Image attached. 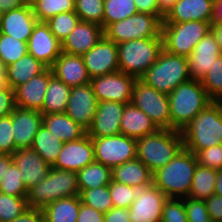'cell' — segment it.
<instances>
[{"label": "cell", "mask_w": 222, "mask_h": 222, "mask_svg": "<svg viewBox=\"0 0 222 222\" xmlns=\"http://www.w3.org/2000/svg\"><path fill=\"white\" fill-rule=\"evenodd\" d=\"M7 87L6 76L0 75V92Z\"/></svg>", "instance_id": "62"}, {"label": "cell", "mask_w": 222, "mask_h": 222, "mask_svg": "<svg viewBox=\"0 0 222 222\" xmlns=\"http://www.w3.org/2000/svg\"><path fill=\"white\" fill-rule=\"evenodd\" d=\"M104 0H75V13L80 21L91 22L103 28Z\"/></svg>", "instance_id": "42"}, {"label": "cell", "mask_w": 222, "mask_h": 222, "mask_svg": "<svg viewBox=\"0 0 222 222\" xmlns=\"http://www.w3.org/2000/svg\"><path fill=\"white\" fill-rule=\"evenodd\" d=\"M211 32L215 36L222 54V22H212Z\"/></svg>", "instance_id": "57"}, {"label": "cell", "mask_w": 222, "mask_h": 222, "mask_svg": "<svg viewBox=\"0 0 222 222\" xmlns=\"http://www.w3.org/2000/svg\"><path fill=\"white\" fill-rule=\"evenodd\" d=\"M28 209L26 197L0 193V222H11Z\"/></svg>", "instance_id": "44"}, {"label": "cell", "mask_w": 222, "mask_h": 222, "mask_svg": "<svg viewBox=\"0 0 222 222\" xmlns=\"http://www.w3.org/2000/svg\"><path fill=\"white\" fill-rule=\"evenodd\" d=\"M205 204L212 221L222 222V197L212 195L205 199Z\"/></svg>", "instance_id": "52"}, {"label": "cell", "mask_w": 222, "mask_h": 222, "mask_svg": "<svg viewBox=\"0 0 222 222\" xmlns=\"http://www.w3.org/2000/svg\"><path fill=\"white\" fill-rule=\"evenodd\" d=\"M128 208L113 207L104 214V222H130Z\"/></svg>", "instance_id": "53"}, {"label": "cell", "mask_w": 222, "mask_h": 222, "mask_svg": "<svg viewBox=\"0 0 222 222\" xmlns=\"http://www.w3.org/2000/svg\"><path fill=\"white\" fill-rule=\"evenodd\" d=\"M163 38L134 39L117 44L119 71L140 79L157 61Z\"/></svg>", "instance_id": "7"}, {"label": "cell", "mask_w": 222, "mask_h": 222, "mask_svg": "<svg viewBox=\"0 0 222 222\" xmlns=\"http://www.w3.org/2000/svg\"><path fill=\"white\" fill-rule=\"evenodd\" d=\"M91 138L94 146L95 162L104 164L111 170L137 158L136 139L123 134Z\"/></svg>", "instance_id": "11"}, {"label": "cell", "mask_w": 222, "mask_h": 222, "mask_svg": "<svg viewBox=\"0 0 222 222\" xmlns=\"http://www.w3.org/2000/svg\"><path fill=\"white\" fill-rule=\"evenodd\" d=\"M136 78L121 71L103 76L93 77L90 80L98 102L114 101L123 104L131 103L133 85Z\"/></svg>", "instance_id": "12"}, {"label": "cell", "mask_w": 222, "mask_h": 222, "mask_svg": "<svg viewBox=\"0 0 222 222\" xmlns=\"http://www.w3.org/2000/svg\"><path fill=\"white\" fill-rule=\"evenodd\" d=\"M12 163H13L12 155L0 154V182H1L2 176L5 174V171H7V169Z\"/></svg>", "instance_id": "58"}, {"label": "cell", "mask_w": 222, "mask_h": 222, "mask_svg": "<svg viewBox=\"0 0 222 222\" xmlns=\"http://www.w3.org/2000/svg\"><path fill=\"white\" fill-rule=\"evenodd\" d=\"M109 192L114 207L129 209L138 194V189L111 180Z\"/></svg>", "instance_id": "45"}, {"label": "cell", "mask_w": 222, "mask_h": 222, "mask_svg": "<svg viewBox=\"0 0 222 222\" xmlns=\"http://www.w3.org/2000/svg\"><path fill=\"white\" fill-rule=\"evenodd\" d=\"M0 75H5V67L3 66L1 61H0Z\"/></svg>", "instance_id": "64"}, {"label": "cell", "mask_w": 222, "mask_h": 222, "mask_svg": "<svg viewBox=\"0 0 222 222\" xmlns=\"http://www.w3.org/2000/svg\"><path fill=\"white\" fill-rule=\"evenodd\" d=\"M211 22H163V49L169 53L188 57L200 40L211 32Z\"/></svg>", "instance_id": "8"}, {"label": "cell", "mask_w": 222, "mask_h": 222, "mask_svg": "<svg viewBox=\"0 0 222 222\" xmlns=\"http://www.w3.org/2000/svg\"><path fill=\"white\" fill-rule=\"evenodd\" d=\"M181 133L184 148L194 154L222 144V101L209 103Z\"/></svg>", "instance_id": "2"}, {"label": "cell", "mask_w": 222, "mask_h": 222, "mask_svg": "<svg viewBox=\"0 0 222 222\" xmlns=\"http://www.w3.org/2000/svg\"><path fill=\"white\" fill-rule=\"evenodd\" d=\"M28 53L51 68L62 53V43L46 22H37L27 42Z\"/></svg>", "instance_id": "17"}, {"label": "cell", "mask_w": 222, "mask_h": 222, "mask_svg": "<svg viewBox=\"0 0 222 222\" xmlns=\"http://www.w3.org/2000/svg\"><path fill=\"white\" fill-rule=\"evenodd\" d=\"M104 37L102 26L80 21L62 42V52L83 56Z\"/></svg>", "instance_id": "23"}, {"label": "cell", "mask_w": 222, "mask_h": 222, "mask_svg": "<svg viewBox=\"0 0 222 222\" xmlns=\"http://www.w3.org/2000/svg\"><path fill=\"white\" fill-rule=\"evenodd\" d=\"M32 8L38 22H46L60 13L75 11V0H40Z\"/></svg>", "instance_id": "37"}, {"label": "cell", "mask_w": 222, "mask_h": 222, "mask_svg": "<svg viewBox=\"0 0 222 222\" xmlns=\"http://www.w3.org/2000/svg\"><path fill=\"white\" fill-rule=\"evenodd\" d=\"M197 164L196 155L183 147L168 164L153 173L152 183L167 198H186Z\"/></svg>", "instance_id": "1"}, {"label": "cell", "mask_w": 222, "mask_h": 222, "mask_svg": "<svg viewBox=\"0 0 222 222\" xmlns=\"http://www.w3.org/2000/svg\"><path fill=\"white\" fill-rule=\"evenodd\" d=\"M98 100L91 83L71 87L65 113L86 131L91 127Z\"/></svg>", "instance_id": "15"}, {"label": "cell", "mask_w": 222, "mask_h": 222, "mask_svg": "<svg viewBox=\"0 0 222 222\" xmlns=\"http://www.w3.org/2000/svg\"><path fill=\"white\" fill-rule=\"evenodd\" d=\"M221 55L219 45L212 32L203 37L187 57L191 79L202 81L215 60Z\"/></svg>", "instance_id": "20"}, {"label": "cell", "mask_w": 222, "mask_h": 222, "mask_svg": "<svg viewBox=\"0 0 222 222\" xmlns=\"http://www.w3.org/2000/svg\"><path fill=\"white\" fill-rule=\"evenodd\" d=\"M214 194L222 197V170L217 172Z\"/></svg>", "instance_id": "61"}, {"label": "cell", "mask_w": 222, "mask_h": 222, "mask_svg": "<svg viewBox=\"0 0 222 222\" xmlns=\"http://www.w3.org/2000/svg\"><path fill=\"white\" fill-rule=\"evenodd\" d=\"M138 12L148 13L153 15H162L159 12V0H134Z\"/></svg>", "instance_id": "55"}, {"label": "cell", "mask_w": 222, "mask_h": 222, "mask_svg": "<svg viewBox=\"0 0 222 222\" xmlns=\"http://www.w3.org/2000/svg\"><path fill=\"white\" fill-rule=\"evenodd\" d=\"M80 196L61 198L42 209L45 222H77Z\"/></svg>", "instance_id": "31"}, {"label": "cell", "mask_w": 222, "mask_h": 222, "mask_svg": "<svg viewBox=\"0 0 222 222\" xmlns=\"http://www.w3.org/2000/svg\"><path fill=\"white\" fill-rule=\"evenodd\" d=\"M167 197L152 183L138 189L129 208L130 222H161L163 205Z\"/></svg>", "instance_id": "13"}, {"label": "cell", "mask_w": 222, "mask_h": 222, "mask_svg": "<svg viewBox=\"0 0 222 222\" xmlns=\"http://www.w3.org/2000/svg\"><path fill=\"white\" fill-rule=\"evenodd\" d=\"M80 196L77 172L50 168L47 176L28 189V208L43 209L61 198Z\"/></svg>", "instance_id": "5"}, {"label": "cell", "mask_w": 222, "mask_h": 222, "mask_svg": "<svg viewBox=\"0 0 222 222\" xmlns=\"http://www.w3.org/2000/svg\"><path fill=\"white\" fill-rule=\"evenodd\" d=\"M42 125L64 143L78 140L87 133L66 113L43 114Z\"/></svg>", "instance_id": "29"}, {"label": "cell", "mask_w": 222, "mask_h": 222, "mask_svg": "<svg viewBox=\"0 0 222 222\" xmlns=\"http://www.w3.org/2000/svg\"><path fill=\"white\" fill-rule=\"evenodd\" d=\"M42 115L40 111L19 107L12 111V130L17 149L31 147L35 135L42 126Z\"/></svg>", "instance_id": "24"}, {"label": "cell", "mask_w": 222, "mask_h": 222, "mask_svg": "<svg viewBox=\"0 0 222 222\" xmlns=\"http://www.w3.org/2000/svg\"><path fill=\"white\" fill-rule=\"evenodd\" d=\"M25 6L24 0H0V13Z\"/></svg>", "instance_id": "56"}, {"label": "cell", "mask_w": 222, "mask_h": 222, "mask_svg": "<svg viewBox=\"0 0 222 222\" xmlns=\"http://www.w3.org/2000/svg\"><path fill=\"white\" fill-rule=\"evenodd\" d=\"M161 222H188L183 199L167 198Z\"/></svg>", "instance_id": "47"}, {"label": "cell", "mask_w": 222, "mask_h": 222, "mask_svg": "<svg viewBox=\"0 0 222 222\" xmlns=\"http://www.w3.org/2000/svg\"><path fill=\"white\" fill-rule=\"evenodd\" d=\"M40 0H24L25 5L29 6V7H33L37 2H39Z\"/></svg>", "instance_id": "63"}, {"label": "cell", "mask_w": 222, "mask_h": 222, "mask_svg": "<svg viewBox=\"0 0 222 222\" xmlns=\"http://www.w3.org/2000/svg\"><path fill=\"white\" fill-rule=\"evenodd\" d=\"M47 68L41 61L27 53L5 68L7 86L14 90L21 84L26 83L30 78L41 74Z\"/></svg>", "instance_id": "30"}, {"label": "cell", "mask_w": 222, "mask_h": 222, "mask_svg": "<svg viewBox=\"0 0 222 222\" xmlns=\"http://www.w3.org/2000/svg\"><path fill=\"white\" fill-rule=\"evenodd\" d=\"M214 0H177L163 22H213Z\"/></svg>", "instance_id": "25"}, {"label": "cell", "mask_w": 222, "mask_h": 222, "mask_svg": "<svg viewBox=\"0 0 222 222\" xmlns=\"http://www.w3.org/2000/svg\"><path fill=\"white\" fill-rule=\"evenodd\" d=\"M12 127V113L0 118V154L12 155L15 150V141Z\"/></svg>", "instance_id": "46"}, {"label": "cell", "mask_w": 222, "mask_h": 222, "mask_svg": "<svg viewBox=\"0 0 222 222\" xmlns=\"http://www.w3.org/2000/svg\"><path fill=\"white\" fill-rule=\"evenodd\" d=\"M112 170L104 164L93 162L77 172L79 191L109 185Z\"/></svg>", "instance_id": "33"}, {"label": "cell", "mask_w": 222, "mask_h": 222, "mask_svg": "<svg viewBox=\"0 0 222 222\" xmlns=\"http://www.w3.org/2000/svg\"><path fill=\"white\" fill-rule=\"evenodd\" d=\"M188 222H211L204 200L183 198Z\"/></svg>", "instance_id": "48"}, {"label": "cell", "mask_w": 222, "mask_h": 222, "mask_svg": "<svg viewBox=\"0 0 222 222\" xmlns=\"http://www.w3.org/2000/svg\"><path fill=\"white\" fill-rule=\"evenodd\" d=\"M158 130L159 128L151 118L141 109L136 107L132 102L125 104L120 123L121 134L137 140Z\"/></svg>", "instance_id": "27"}, {"label": "cell", "mask_w": 222, "mask_h": 222, "mask_svg": "<svg viewBox=\"0 0 222 222\" xmlns=\"http://www.w3.org/2000/svg\"><path fill=\"white\" fill-rule=\"evenodd\" d=\"M81 202L105 214L112 209L113 203L109 192V185L83 190L80 192Z\"/></svg>", "instance_id": "39"}, {"label": "cell", "mask_w": 222, "mask_h": 222, "mask_svg": "<svg viewBox=\"0 0 222 222\" xmlns=\"http://www.w3.org/2000/svg\"><path fill=\"white\" fill-rule=\"evenodd\" d=\"M79 22V16L75 13V11L60 13L46 21L53 35L61 43L68 35H70Z\"/></svg>", "instance_id": "40"}, {"label": "cell", "mask_w": 222, "mask_h": 222, "mask_svg": "<svg viewBox=\"0 0 222 222\" xmlns=\"http://www.w3.org/2000/svg\"><path fill=\"white\" fill-rule=\"evenodd\" d=\"M103 29L138 13L134 0H104Z\"/></svg>", "instance_id": "36"}, {"label": "cell", "mask_w": 222, "mask_h": 222, "mask_svg": "<svg viewBox=\"0 0 222 222\" xmlns=\"http://www.w3.org/2000/svg\"><path fill=\"white\" fill-rule=\"evenodd\" d=\"M63 145L64 142L56 138L42 125L30 148L35 150L52 167Z\"/></svg>", "instance_id": "34"}, {"label": "cell", "mask_w": 222, "mask_h": 222, "mask_svg": "<svg viewBox=\"0 0 222 222\" xmlns=\"http://www.w3.org/2000/svg\"><path fill=\"white\" fill-rule=\"evenodd\" d=\"M38 19L33 8L27 5L1 14L0 34H6L18 41L28 42Z\"/></svg>", "instance_id": "22"}, {"label": "cell", "mask_w": 222, "mask_h": 222, "mask_svg": "<svg viewBox=\"0 0 222 222\" xmlns=\"http://www.w3.org/2000/svg\"><path fill=\"white\" fill-rule=\"evenodd\" d=\"M15 107L14 90L7 86L0 92V118L11 114Z\"/></svg>", "instance_id": "50"}, {"label": "cell", "mask_w": 222, "mask_h": 222, "mask_svg": "<svg viewBox=\"0 0 222 222\" xmlns=\"http://www.w3.org/2000/svg\"><path fill=\"white\" fill-rule=\"evenodd\" d=\"M82 57L90 78L119 71L117 44L105 36Z\"/></svg>", "instance_id": "16"}, {"label": "cell", "mask_w": 222, "mask_h": 222, "mask_svg": "<svg viewBox=\"0 0 222 222\" xmlns=\"http://www.w3.org/2000/svg\"><path fill=\"white\" fill-rule=\"evenodd\" d=\"M28 53L27 42L0 34V61L6 68Z\"/></svg>", "instance_id": "38"}, {"label": "cell", "mask_w": 222, "mask_h": 222, "mask_svg": "<svg viewBox=\"0 0 222 222\" xmlns=\"http://www.w3.org/2000/svg\"><path fill=\"white\" fill-rule=\"evenodd\" d=\"M141 109L159 129L171 130L169 96L159 92L141 79L133 85L132 101Z\"/></svg>", "instance_id": "10"}, {"label": "cell", "mask_w": 222, "mask_h": 222, "mask_svg": "<svg viewBox=\"0 0 222 222\" xmlns=\"http://www.w3.org/2000/svg\"><path fill=\"white\" fill-rule=\"evenodd\" d=\"M177 0H159L158 7L159 12L165 17L168 12L173 8L174 3Z\"/></svg>", "instance_id": "59"}, {"label": "cell", "mask_w": 222, "mask_h": 222, "mask_svg": "<svg viewBox=\"0 0 222 222\" xmlns=\"http://www.w3.org/2000/svg\"><path fill=\"white\" fill-rule=\"evenodd\" d=\"M163 15L138 12L131 17L110 24L104 36L115 44L134 39L162 38Z\"/></svg>", "instance_id": "9"}, {"label": "cell", "mask_w": 222, "mask_h": 222, "mask_svg": "<svg viewBox=\"0 0 222 222\" xmlns=\"http://www.w3.org/2000/svg\"><path fill=\"white\" fill-rule=\"evenodd\" d=\"M169 96L171 130L182 131L212 100L201 81L190 79Z\"/></svg>", "instance_id": "3"}, {"label": "cell", "mask_w": 222, "mask_h": 222, "mask_svg": "<svg viewBox=\"0 0 222 222\" xmlns=\"http://www.w3.org/2000/svg\"><path fill=\"white\" fill-rule=\"evenodd\" d=\"M213 22H222V0H214Z\"/></svg>", "instance_id": "60"}, {"label": "cell", "mask_w": 222, "mask_h": 222, "mask_svg": "<svg viewBox=\"0 0 222 222\" xmlns=\"http://www.w3.org/2000/svg\"><path fill=\"white\" fill-rule=\"evenodd\" d=\"M140 79L157 91L168 95L180 84L191 79L187 57L162 49L157 61Z\"/></svg>", "instance_id": "6"}, {"label": "cell", "mask_w": 222, "mask_h": 222, "mask_svg": "<svg viewBox=\"0 0 222 222\" xmlns=\"http://www.w3.org/2000/svg\"><path fill=\"white\" fill-rule=\"evenodd\" d=\"M125 104L114 101L98 102L91 127L90 137H108L121 134L120 123Z\"/></svg>", "instance_id": "18"}, {"label": "cell", "mask_w": 222, "mask_h": 222, "mask_svg": "<svg viewBox=\"0 0 222 222\" xmlns=\"http://www.w3.org/2000/svg\"><path fill=\"white\" fill-rule=\"evenodd\" d=\"M77 222H104V214L81 202Z\"/></svg>", "instance_id": "51"}, {"label": "cell", "mask_w": 222, "mask_h": 222, "mask_svg": "<svg viewBox=\"0 0 222 222\" xmlns=\"http://www.w3.org/2000/svg\"><path fill=\"white\" fill-rule=\"evenodd\" d=\"M13 163L20 171L27 189L40 183L48 174L51 166L31 148H18L12 154Z\"/></svg>", "instance_id": "21"}, {"label": "cell", "mask_w": 222, "mask_h": 222, "mask_svg": "<svg viewBox=\"0 0 222 222\" xmlns=\"http://www.w3.org/2000/svg\"><path fill=\"white\" fill-rule=\"evenodd\" d=\"M70 91V86H67L55 75H52L48 83L41 113H65L67 109Z\"/></svg>", "instance_id": "32"}, {"label": "cell", "mask_w": 222, "mask_h": 222, "mask_svg": "<svg viewBox=\"0 0 222 222\" xmlns=\"http://www.w3.org/2000/svg\"><path fill=\"white\" fill-rule=\"evenodd\" d=\"M195 155L199 165L222 170V144L199 150Z\"/></svg>", "instance_id": "49"}, {"label": "cell", "mask_w": 222, "mask_h": 222, "mask_svg": "<svg viewBox=\"0 0 222 222\" xmlns=\"http://www.w3.org/2000/svg\"><path fill=\"white\" fill-rule=\"evenodd\" d=\"M95 162L92 138L86 133L78 140L65 142L52 168L78 172Z\"/></svg>", "instance_id": "14"}, {"label": "cell", "mask_w": 222, "mask_h": 222, "mask_svg": "<svg viewBox=\"0 0 222 222\" xmlns=\"http://www.w3.org/2000/svg\"><path fill=\"white\" fill-rule=\"evenodd\" d=\"M0 193L16 197H27L28 189L21 178L19 169L14 163L9 166L2 176Z\"/></svg>", "instance_id": "41"}, {"label": "cell", "mask_w": 222, "mask_h": 222, "mask_svg": "<svg viewBox=\"0 0 222 222\" xmlns=\"http://www.w3.org/2000/svg\"><path fill=\"white\" fill-rule=\"evenodd\" d=\"M51 69L53 75L70 87L84 85L91 80L82 56L62 52Z\"/></svg>", "instance_id": "26"}, {"label": "cell", "mask_w": 222, "mask_h": 222, "mask_svg": "<svg viewBox=\"0 0 222 222\" xmlns=\"http://www.w3.org/2000/svg\"><path fill=\"white\" fill-rule=\"evenodd\" d=\"M201 83L212 101H222V54L215 60Z\"/></svg>", "instance_id": "43"}, {"label": "cell", "mask_w": 222, "mask_h": 222, "mask_svg": "<svg viewBox=\"0 0 222 222\" xmlns=\"http://www.w3.org/2000/svg\"><path fill=\"white\" fill-rule=\"evenodd\" d=\"M112 181L141 189L152 184L153 173L138 158L112 169Z\"/></svg>", "instance_id": "28"}, {"label": "cell", "mask_w": 222, "mask_h": 222, "mask_svg": "<svg viewBox=\"0 0 222 222\" xmlns=\"http://www.w3.org/2000/svg\"><path fill=\"white\" fill-rule=\"evenodd\" d=\"M183 147L181 131L159 129L137 139V158L154 173L168 164Z\"/></svg>", "instance_id": "4"}, {"label": "cell", "mask_w": 222, "mask_h": 222, "mask_svg": "<svg viewBox=\"0 0 222 222\" xmlns=\"http://www.w3.org/2000/svg\"><path fill=\"white\" fill-rule=\"evenodd\" d=\"M11 222H45V218L41 209L28 208Z\"/></svg>", "instance_id": "54"}, {"label": "cell", "mask_w": 222, "mask_h": 222, "mask_svg": "<svg viewBox=\"0 0 222 222\" xmlns=\"http://www.w3.org/2000/svg\"><path fill=\"white\" fill-rule=\"evenodd\" d=\"M52 75V69L47 68L41 74L30 78L26 83L16 87L14 89L15 106L41 112L48 83Z\"/></svg>", "instance_id": "19"}, {"label": "cell", "mask_w": 222, "mask_h": 222, "mask_svg": "<svg viewBox=\"0 0 222 222\" xmlns=\"http://www.w3.org/2000/svg\"><path fill=\"white\" fill-rule=\"evenodd\" d=\"M217 172L197 164L188 197L205 200L214 195Z\"/></svg>", "instance_id": "35"}]
</instances>
